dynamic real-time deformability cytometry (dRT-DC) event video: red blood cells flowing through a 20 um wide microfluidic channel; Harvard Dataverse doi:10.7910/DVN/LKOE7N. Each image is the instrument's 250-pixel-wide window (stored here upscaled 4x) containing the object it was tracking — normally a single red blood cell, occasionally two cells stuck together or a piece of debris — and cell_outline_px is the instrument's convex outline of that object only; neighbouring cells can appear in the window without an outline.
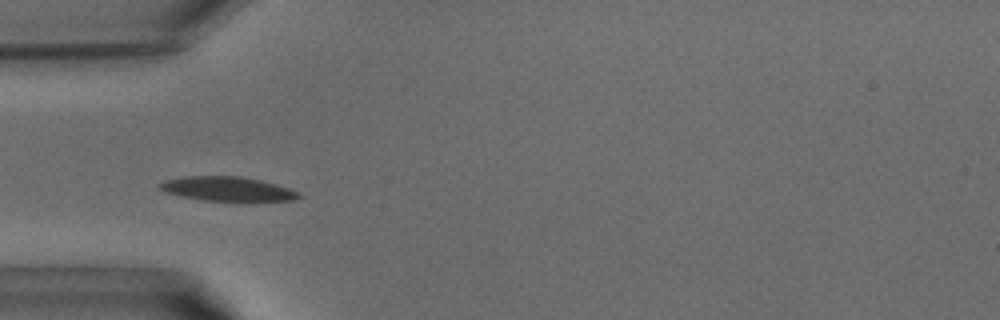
{"species": "common noctule bat (a hibernating species)", "species_latin": "Nyctalus noctula", "temperature_condition": "warm", "stored_images_in_passage": 37, "camera_frame_rate_fps": 3000, "um_per_image_px": 0.085, "animal": {"sex": "male", "body_mass_g": 15.6}, "frame": {"image": 1, "passage_image": 10, "time_ms": 3.0, "image_size_px": [1000, 320], "cell_outline_px": [[304, 196], [296, 200], [244, 204], [204, 200], [180, 196], [168, 192], [160, 188], [156, 184], [164, 180], [184, 176], [240, 176], [260, 180], [276, 184], [300, 192]], "centroid_in_image_um": [19.44, 16.11], "position_along_channel_um": 65.6, "area_um2": 20.81}}
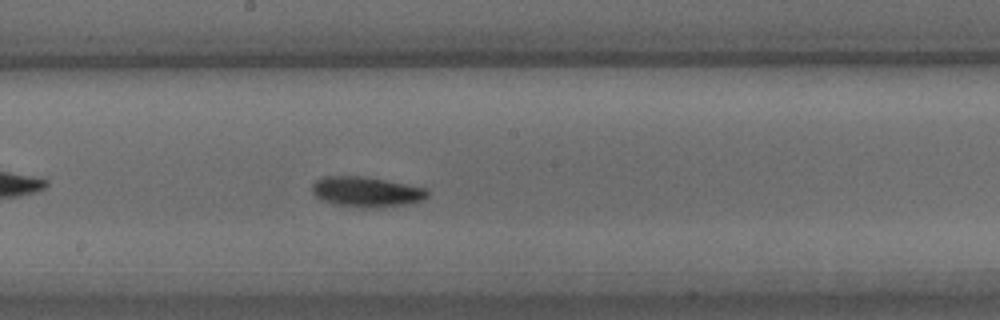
{"frame": {"image": 2, "passage_image": 19, "time_ms": 6.0, "image_size_px": [1000, 320], "cell_outline_px": [[428, 196], [424, 200], [404, 204], [376, 208], [360, 208], [336, 204], [324, 200], [316, 196], [312, 192], [312, 184], [316, 180], [324, 176], [364, 176], [428, 188]], "centroid_in_image_um": [31.16, 16.3], "position_along_channel_um": 217.0, "area_um2": 20.35}}
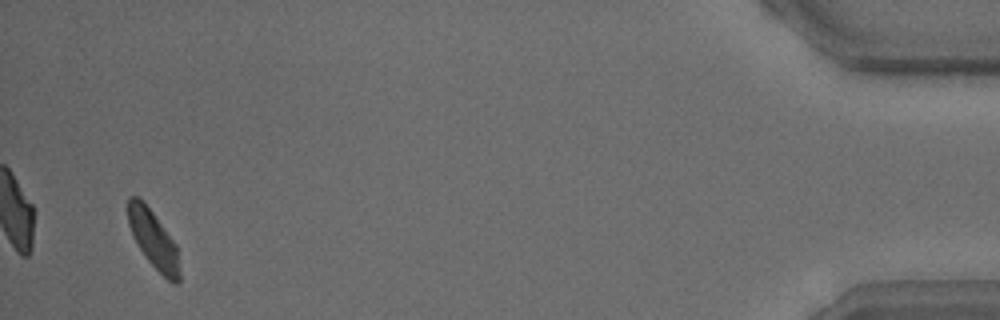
{"frame": {"image": 3, "passage_image": 36, "time_ms": 11.667, "image_size_px": [1000, 320], "cell_outline_px": [[180, 280], [176, 284], [168, 280], [148, 260], [140, 248], [128, 224], [128, 200], [132, 196], [136, 196], [152, 212], [176, 244], [180, 272]], "centroid_in_image_um": [13.06, 20.39], "position_along_channel_um": 422.1, "area_um2": 16.65}}